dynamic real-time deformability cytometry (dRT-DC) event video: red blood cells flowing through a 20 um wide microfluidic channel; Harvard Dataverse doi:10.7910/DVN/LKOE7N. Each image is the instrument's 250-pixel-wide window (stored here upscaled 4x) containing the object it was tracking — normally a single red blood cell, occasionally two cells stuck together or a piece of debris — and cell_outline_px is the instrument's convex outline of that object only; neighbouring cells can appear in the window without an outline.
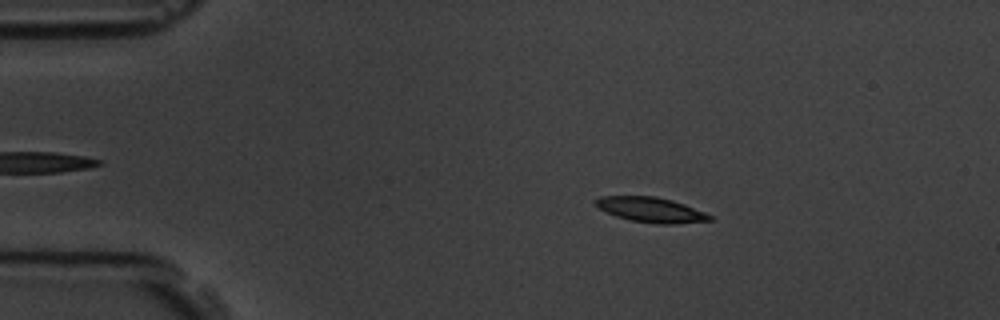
{"species": "common noctule bat (a hibernating species)", "species_latin": "Nyctalus noctula", "temperature_condition": "room temperature", "stored_images_in_passage": 4, "camera_frame_rate_fps": 3000, "um_per_image_px": 0.085, "animal": {"sex": "male", "body_mass_g": 19.5, "forearm_length_mm": 54.6}, "frame": {"image": 1, "passage_image": 3, "time_ms": 2.333, "image_size_px": [1000, 320], "cell_outline_px": [[712, 220], [672, 224], [656, 224], [632, 220], [616, 216], [604, 212], [592, 204], [592, 200], [600, 196], [656, 196], [672, 200], [684, 204], [704, 212], [712, 216]], "centroid_in_image_um": [55.25, 17.82], "position_along_channel_um": 29.8, "area_um2": 16.76}}